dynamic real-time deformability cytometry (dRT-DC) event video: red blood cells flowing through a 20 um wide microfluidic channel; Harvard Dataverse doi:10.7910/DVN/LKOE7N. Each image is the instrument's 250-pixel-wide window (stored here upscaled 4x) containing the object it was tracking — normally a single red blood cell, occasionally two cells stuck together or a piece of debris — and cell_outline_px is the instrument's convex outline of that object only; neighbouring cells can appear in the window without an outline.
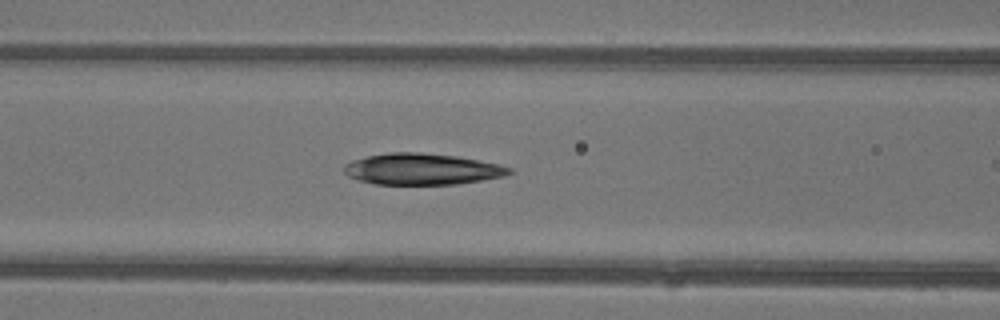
{"species": "common noctule bat (a hibernating species)", "species_latin": "Nyctalus noctula", "temperature_condition": "warm", "stored_images_in_passage": 23, "camera_frame_rate_fps": 3000, "um_per_image_px": 0.085, "animal": {"sex": "female"}, "frame": {"image": 1, "passage_image": 14, "time_ms": 4.333, "image_size_px": [1000, 320], "cell_outline_px": [[512, 172], [504, 176], [456, 184], [376, 184], [360, 180], [348, 176], [344, 172], [344, 164], [352, 160], [368, 156], [388, 152], [420, 152], [456, 156], [500, 164], [512, 168]], "centroid_in_image_um": [35.86, 14.36], "position_along_channel_um": 130.7, "area_um2": 30.0}}
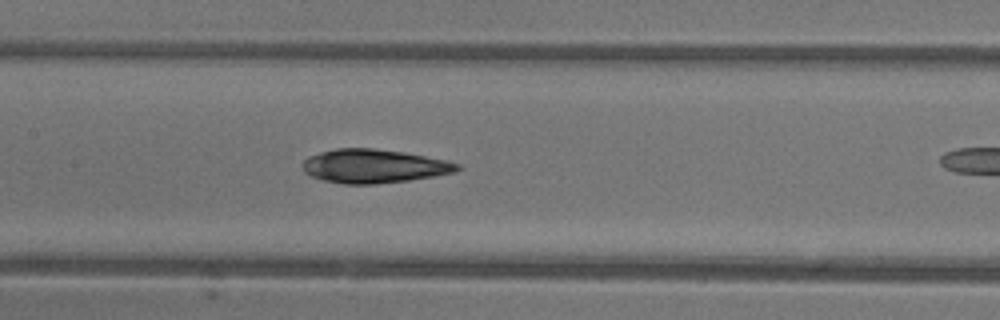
{"frame": {"image": 2, "passage_image": 17, "time_ms": 5.333, "image_size_px": [1000, 320], "cell_outline_px": [[460, 168], [452, 172], [432, 176], [408, 180], [372, 184], [344, 184], [324, 180], [312, 176], [304, 172], [304, 160], [308, 156], [320, 152], [336, 148], [376, 148], [404, 152], [448, 160], [460, 164]], "centroid_in_image_um": [31.77, 14.11], "position_along_channel_um": 175.6, "area_um2": 30.17}}
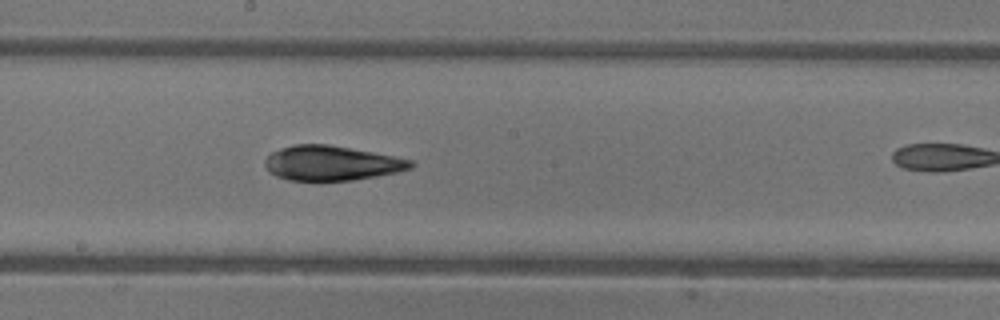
{"frame": {"image": 3, "passage_image": 20, "time_ms": 6.333, "image_size_px": [1000, 320], "cell_outline_px": [[416, 164], [412, 168], [396, 172], [376, 176], [352, 180], [288, 180], [276, 176], [268, 172], [264, 164], [264, 160], [272, 152], [280, 148], [296, 144], [328, 144], [372, 152], [412, 160]], "centroid_in_image_um": [28.15, 13.86], "position_along_channel_um": 220.0, "area_um2": 29.36}}